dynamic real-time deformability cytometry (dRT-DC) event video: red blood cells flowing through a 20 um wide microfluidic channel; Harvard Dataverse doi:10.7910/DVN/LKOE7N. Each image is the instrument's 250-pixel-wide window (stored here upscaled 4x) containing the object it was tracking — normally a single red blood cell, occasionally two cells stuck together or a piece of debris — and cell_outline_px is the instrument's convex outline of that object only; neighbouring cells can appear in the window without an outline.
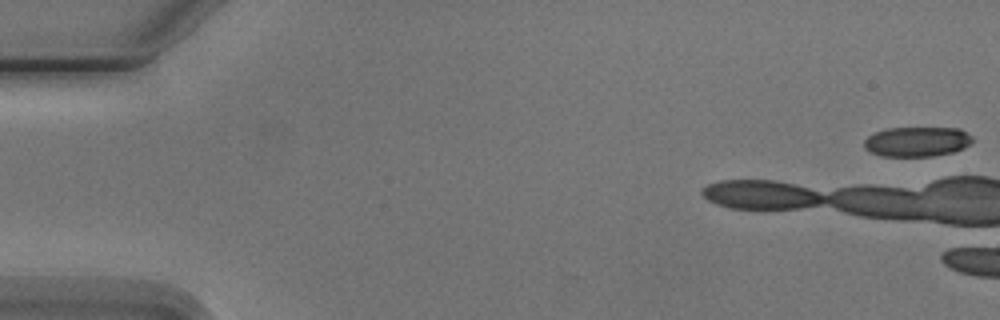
{"species": "Egyptian fruit bat (a non-hibernating species)", "species_latin": "Rousettus aegyptiacus", "temperature_condition": "cold", "stored_images_in_passage": 3, "camera_frame_rate_fps": 3000, "um_per_image_px": 0.085, "animal": {"sex": "male"}, "frame": {"image": 1, "passage_image": 1, "time_ms": 0.0, "image_size_px": [1000, 320], "cell_outline_px": [[972, 140], [964, 148], [952, 152], [932, 156], [884, 156], [872, 152], [864, 148], [864, 140], [868, 136], [876, 132], [888, 128], [960, 128], [972, 136]], "centroid_in_image_um": [77.94, 12.03], "position_along_channel_um": 7.1, "area_um2": 18.67}}